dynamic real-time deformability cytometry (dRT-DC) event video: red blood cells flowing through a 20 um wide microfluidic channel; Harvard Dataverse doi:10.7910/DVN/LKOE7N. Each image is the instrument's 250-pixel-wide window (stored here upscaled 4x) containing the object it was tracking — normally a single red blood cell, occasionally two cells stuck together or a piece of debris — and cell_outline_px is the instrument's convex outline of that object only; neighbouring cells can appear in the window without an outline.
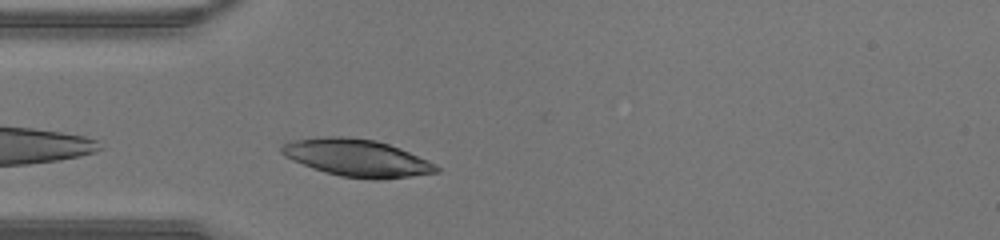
{"species": "human", "species_latin": "Homo sapiens", "temperature_condition": "warm", "stored_images_in_passage": 24, "camera_frame_rate_fps": 3000, "um_per_image_px": 0.085, "donor": {"sex": "male"}, "frame": {"image": 1, "passage_image": 1, "time_ms": 0.0, "image_size_px": [1000, 240], "cell_outline_px": [[440, 172], [412, 176], [380, 180], [372, 180], [340, 176], [324, 172], [312, 168], [292, 160], [284, 156], [280, 152], [280, 148], [288, 140], [324, 136], [348, 136], [376, 140], [400, 148], [428, 160], [436, 164], [440, 168]], "centroid_in_image_um": [30.33, 13.42], "position_along_channel_um": 54.7, "area_um2": 34.04}}
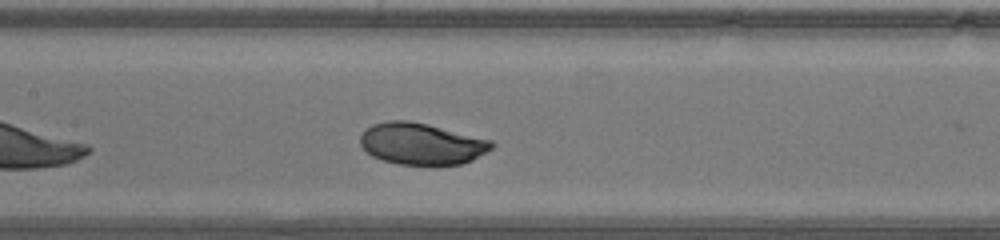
{"frame": {"image": 2, "passage_image": 9, "time_ms": 2.667, "image_size_px": [1000, 240], "cell_outline_px": [[496, 144], [492, 148], [472, 160], [460, 164], [400, 164], [384, 160], [372, 156], [360, 144], [360, 136], [372, 124], [388, 120], [408, 120], [428, 124], [492, 140]], "centroid_in_image_um": [35.84, 12.2], "position_along_channel_um": 171.6, "area_um2": 31.56}}
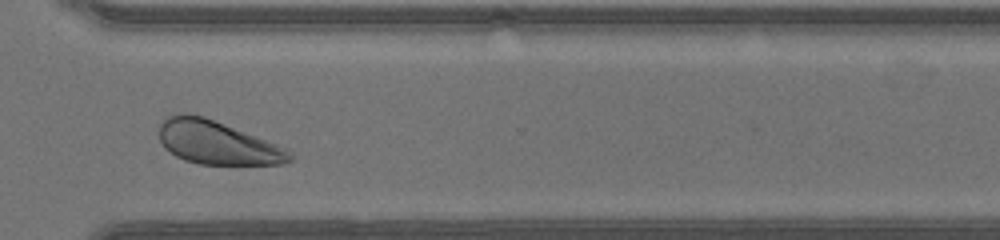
{"frame": {"image": 3, "passage_image": 21, "time_ms": 6.667, "image_size_px": [1000, 240], "cell_outline_px": [[292, 160], [284, 164], [200, 164], [184, 160], [176, 156], [164, 148], [160, 140], [160, 124], [168, 116], [184, 112], [188, 112], [204, 116], [276, 144], [292, 152]], "centroid_in_image_um": [18.43, 12.12], "position_along_channel_um": 352.2, "area_um2": 32.83}}